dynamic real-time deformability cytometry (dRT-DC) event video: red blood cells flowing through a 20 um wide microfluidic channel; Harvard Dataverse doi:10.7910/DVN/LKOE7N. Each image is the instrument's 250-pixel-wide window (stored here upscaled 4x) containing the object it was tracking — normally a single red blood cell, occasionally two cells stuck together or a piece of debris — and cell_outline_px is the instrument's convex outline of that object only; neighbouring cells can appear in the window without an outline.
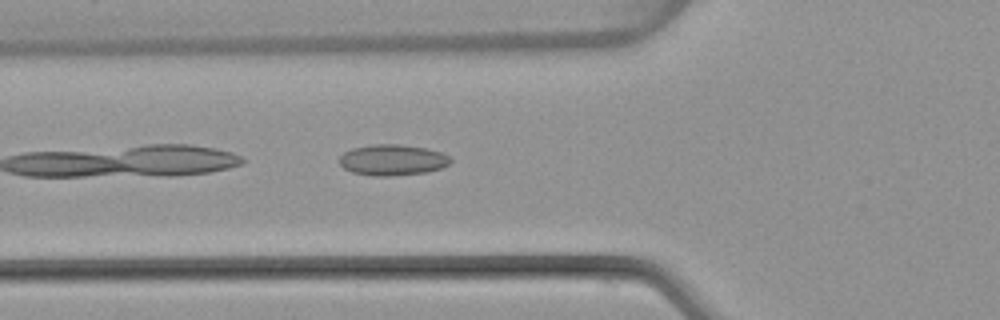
{"species": "common noctule bat (a hibernating species)", "species_latin": "Nyctalus noctula", "temperature_condition": "warm", "stored_images_in_passage": 3, "camera_frame_rate_fps": 3000, "um_per_image_px": 0.085, "animal": {"sex": "female", "body_mass_g": 22.7, "forearm_length_mm": 54.2}, "frame": {"image": 1, "passage_image": 3, "time_ms": 0.667, "image_size_px": [1000, 320], "cell_outline_px": [[452, 160], [448, 164], [440, 168], [424, 172], [388, 176], [372, 176], [352, 172], [344, 168], [340, 164], [340, 156], [344, 152], [352, 148], [368, 144], [400, 144], [424, 148], [440, 152], [448, 156]], "centroid_in_image_um": [33.31, 13.59], "position_along_channel_um": 92.5, "area_um2": 19.88}}